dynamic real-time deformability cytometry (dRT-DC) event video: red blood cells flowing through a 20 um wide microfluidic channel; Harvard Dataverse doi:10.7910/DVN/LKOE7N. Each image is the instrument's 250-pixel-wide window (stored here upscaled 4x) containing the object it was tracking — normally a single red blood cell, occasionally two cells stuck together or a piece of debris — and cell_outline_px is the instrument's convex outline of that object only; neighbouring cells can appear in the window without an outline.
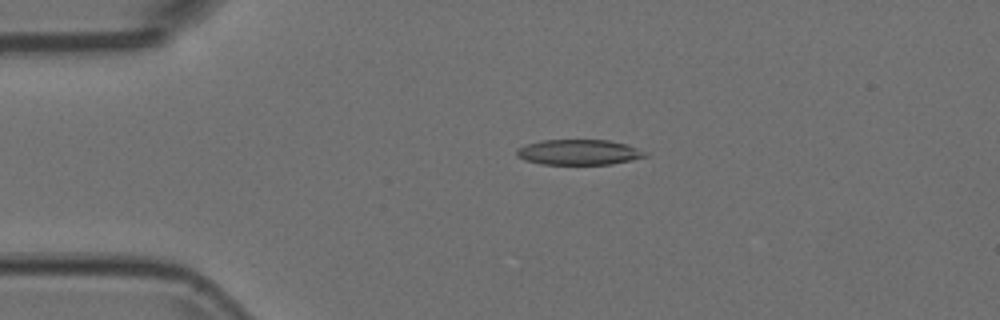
{"species": "Egyptian fruit bat (a non-hibernating species)", "species_latin": "Rousettus aegyptiacus", "temperature_condition": "room temperature", "stored_images_in_passage": 51, "camera_frame_rate_fps": 3000, "um_per_image_px": 0.085, "animal": {"sex": "female"}, "frame": {"image": 1, "passage_image": 9, "time_ms": 2.667, "image_size_px": [1000, 320], "cell_outline_px": [[648, 156], [632, 160], [612, 164], [540, 164], [524, 160], [516, 156], [516, 148], [540, 140], [608, 140], [628, 144], [648, 152]], "centroid_in_image_um": [49.22, 12.94], "position_along_channel_um": 35.8, "area_um2": 19.19}}
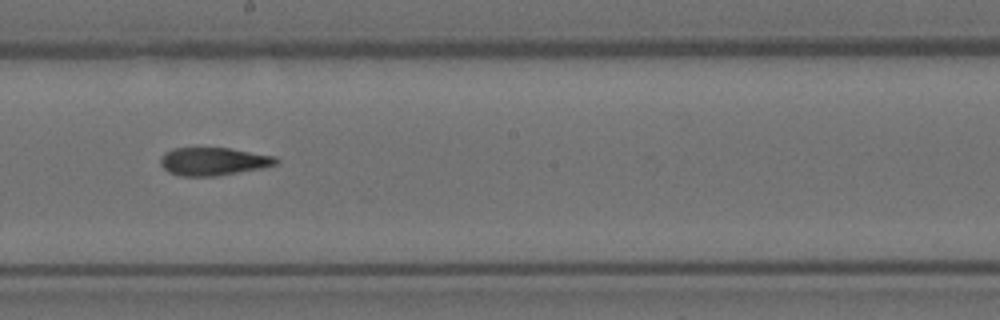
{"frame": {"image": 2, "passage_image": 27, "time_ms": 8.667, "image_size_px": [1000, 320], "cell_outline_px": [[280, 160], [276, 164], [260, 168], [216, 176], [180, 176], [168, 172], [160, 164], [160, 160], [164, 152], [172, 148], [228, 148], [276, 156]], "centroid_in_image_um": [18.11, 13.71], "position_along_channel_um": 230.1, "area_um2": 18.79}}
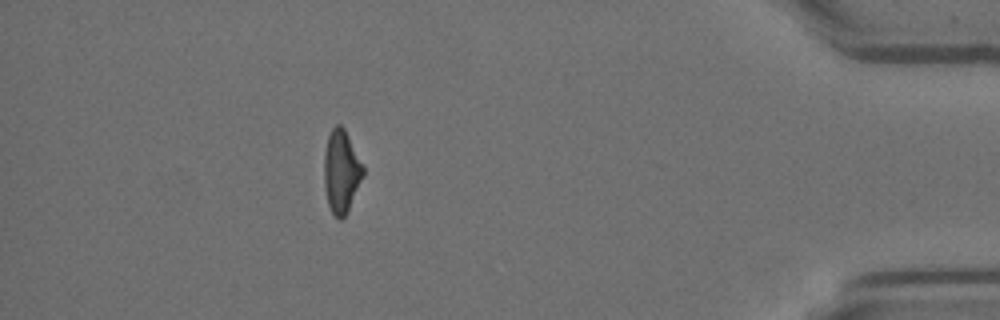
{"frame": {"image": 3, "passage_image": 45, "time_ms": 14.667, "image_size_px": [1000, 320], "cell_outline_px": [[364, 176], [348, 212], [340, 220], [332, 212], [328, 204], [324, 188], [324, 152], [328, 136], [332, 128], [336, 124], [340, 124], [344, 128], [364, 164]], "centroid_in_image_um": [29.03, 14.57], "position_along_channel_um": 406.2, "area_um2": 19.13}}